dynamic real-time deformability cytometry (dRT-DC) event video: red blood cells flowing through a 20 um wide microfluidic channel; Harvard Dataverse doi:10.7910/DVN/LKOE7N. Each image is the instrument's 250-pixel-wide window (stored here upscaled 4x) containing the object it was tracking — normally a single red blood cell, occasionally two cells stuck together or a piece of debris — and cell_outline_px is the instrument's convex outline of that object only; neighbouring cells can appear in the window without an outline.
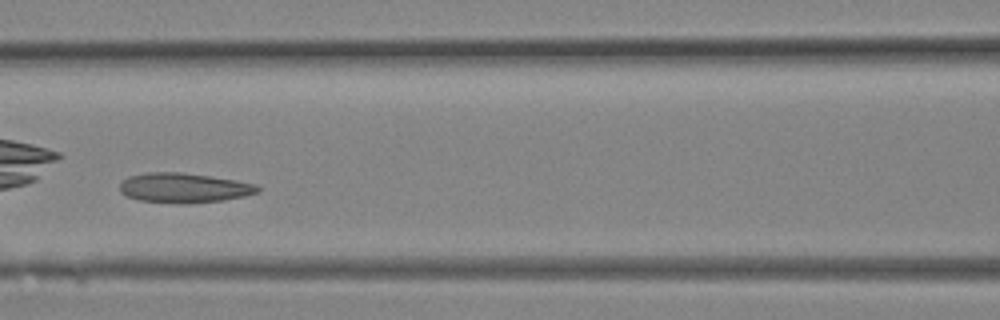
{"species": "Egyptian fruit bat (a non-hibernating species)", "species_latin": "Rousettus aegyptiacus", "temperature_condition": "room temperature", "stored_images_in_passage": 30, "camera_frame_rate_fps": 3000, "um_per_image_px": 0.085, "animal": {"sex": "female"}, "frame": {"image": 1, "passage_image": 13, "time_ms": 4.0, "image_size_px": [1000, 320], "cell_outline_px": [[260, 192], [244, 196], [224, 200], [184, 204], [176, 204], [140, 200], [128, 196], [120, 192], [120, 184], [128, 176], [144, 172], [180, 172], [236, 180], [256, 184], [260, 188]], "centroid_in_image_um": [15.63, 15.97], "position_along_channel_um": 151.0, "area_um2": 23.99}}
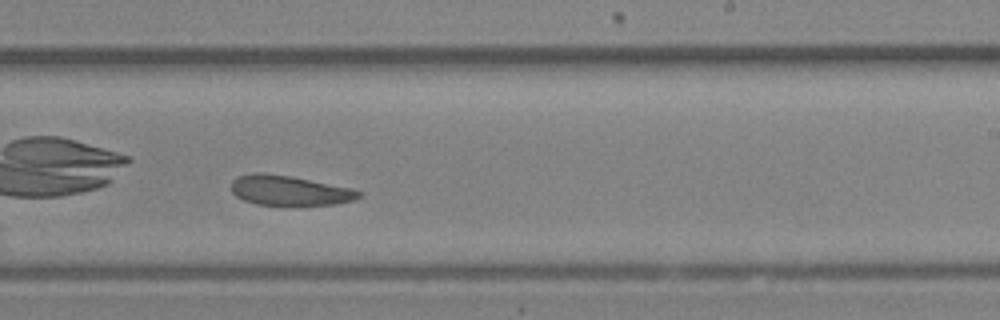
{"frame": {"image": 2, "passage_image": 18, "time_ms": 5.667, "image_size_px": [1000, 320], "cell_outline_px": [[360, 196], [356, 200], [336, 204], [256, 204], [244, 200], [236, 196], [232, 192], [232, 180], [236, 176], [252, 172], [264, 172], [292, 176], [352, 188], [360, 192]], "centroid_in_image_um": [24.57, 16.16], "position_along_channel_um": 264.4, "area_um2": 22.14}}
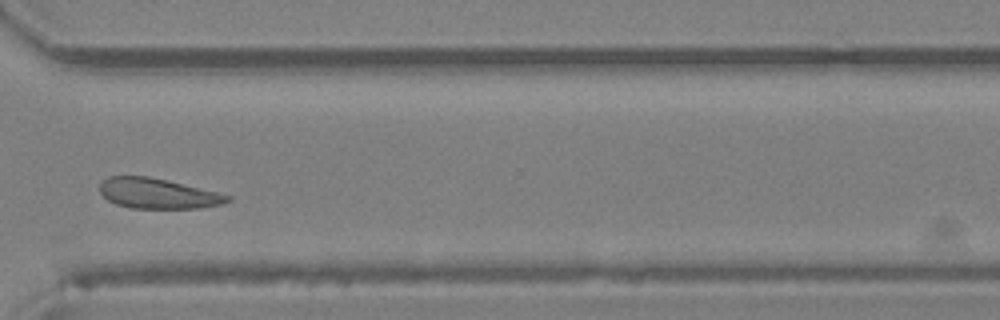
{"frame": {"image": 3, "passage_image": 22, "time_ms": 7.0, "image_size_px": [1000, 320], "cell_outline_px": [[232, 200], [224, 204], [200, 208], [132, 208], [116, 204], [108, 200], [100, 192], [100, 184], [108, 176], [148, 176], [168, 180], [232, 196]], "centroid_in_image_um": [13.43, 16.45], "position_along_channel_um": 357.2, "area_um2": 22.48}}